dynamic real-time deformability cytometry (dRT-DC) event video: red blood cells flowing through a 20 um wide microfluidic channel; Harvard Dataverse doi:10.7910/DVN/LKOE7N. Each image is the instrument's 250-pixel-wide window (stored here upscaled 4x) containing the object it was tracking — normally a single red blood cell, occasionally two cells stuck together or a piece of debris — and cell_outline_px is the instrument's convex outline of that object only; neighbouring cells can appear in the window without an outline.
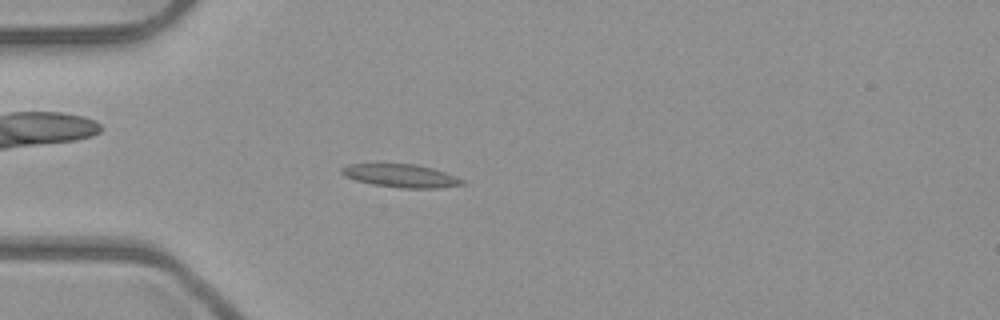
{"species": "common noctule bat (a hibernating species)", "species_latin": "Nyctalus noctula", "temperature_condition": "room temperature", "stored_images_in_passage": 52, "camera_frame_rate_fps": 3000, "um_per_image_px": 0.085, "animal": {"sex": "male", "body_mass_g": 23.1, "forearm_length_mm": 52.7}, "frame": {"image": 1, "passage_image": 15, "time_ms": 4.667, "image_size_px": [1000, 320], "cell_outline_px": [[464, 184], [436, 188], [400, 188], [372, 184], [356, 180], [344, 176], [340, 172], [340, 168], [348, 164], [376, 160], [416, 164], [432, 168], [456, 176], [464, 180]], "centroid_in_image_um": [33.95, 14.87], "position_along_channel_um": 51.1, "area_um2": 17.17}}
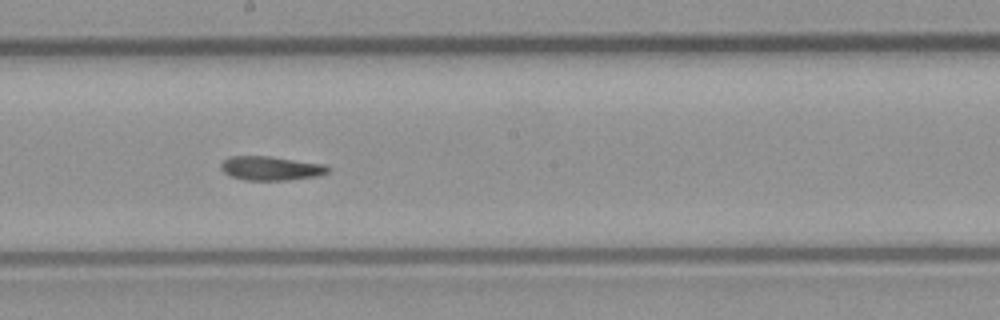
{"frame": {"image": 2, "passage_image": 29, "time_ms": 9.333, "image_size_px": [1000, 320], "cell_outline_px": [[332, 172], [320, 176], [288, 180], [244, 180], [232, 176], [224, 172], [220, 168], [220, 164], [228, 156], [268, 156], [324, 164], [332, 168]], "centroid_in_image_um": [23.08, 14.31], "position_along_channel_um": 225.1, "area_um2": 15.2}}
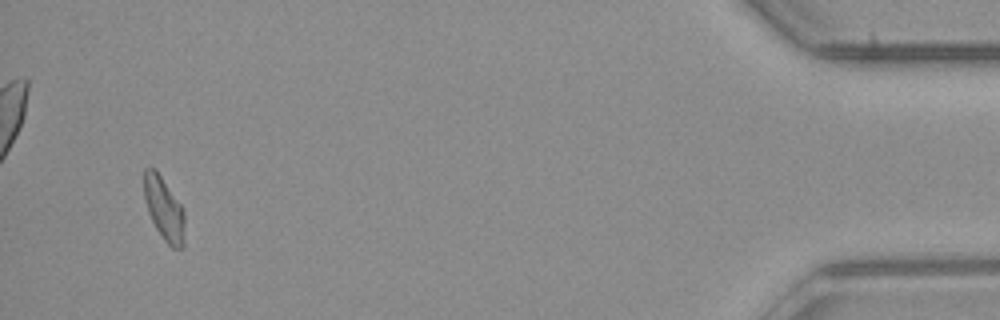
{"frame": {"image": 3, "passage_image": 50, "time_ms": 16.333, "image_size_px": [1000, 320], "cell_outline_px": [[184, 244], [180, 248], [172, 248], [164, 240], [156, 228], [148, 212], [144, 196], [144, 168], [156, 168], [184, 208]], "centroid_in_image_um": [13.95, 17.72], "position_along_channel_um": 421.2, "area_um2": 15.09}, "authors_computed_cell_mechanics": {"area_um2": 15.3459, "velocity_mm_per_s": 3.974, "shape_relaxation_time_tau1_ms": null, "shape_relaxation_time_tau2_ms": 3.3729, "deformation_change_tau1": null, "deformation_change_tau2": 0.1}}